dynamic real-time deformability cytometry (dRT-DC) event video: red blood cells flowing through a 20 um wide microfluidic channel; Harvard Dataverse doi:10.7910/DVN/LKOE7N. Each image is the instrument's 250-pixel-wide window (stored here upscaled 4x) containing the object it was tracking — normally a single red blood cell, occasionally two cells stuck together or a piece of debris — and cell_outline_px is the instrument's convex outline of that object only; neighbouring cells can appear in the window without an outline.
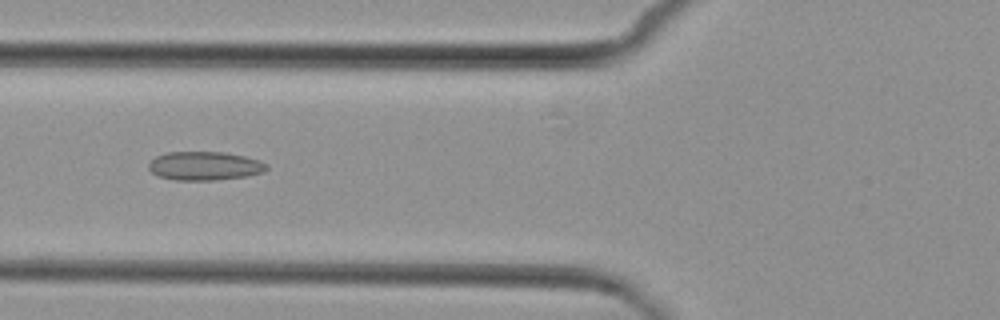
{"species": "common noctule bat (a hibernating species)", "species_latin": "Nyctalus noctula", "temperature_condition": "cold", "stored_images_in_passage": 8, "camera_frame_rate_fps": 3000, "um_per_image_px": 0.085, "animal": {"sex": "female", "body_mass_g": 29.2, "forearm_length_mm": 56.3}, "frame": {"image": 1, "passage_image": 5, "time_ms": 4.667, "image_size_px": [1000, 320], "cell_outline_px": [[268, 168], [264, 172], [248, 176], [216, 180], [176, 180], [160, 176], [152, 172], [148, 168], [148, 164], [156, 156], [168, 152], [224, 152], [244, 156], [260, 160], [268, 164]], "centroid_in_image_um": [17.43, 14.1], "position_along_channel_um": 108.4, "area_um2": 19.77}}
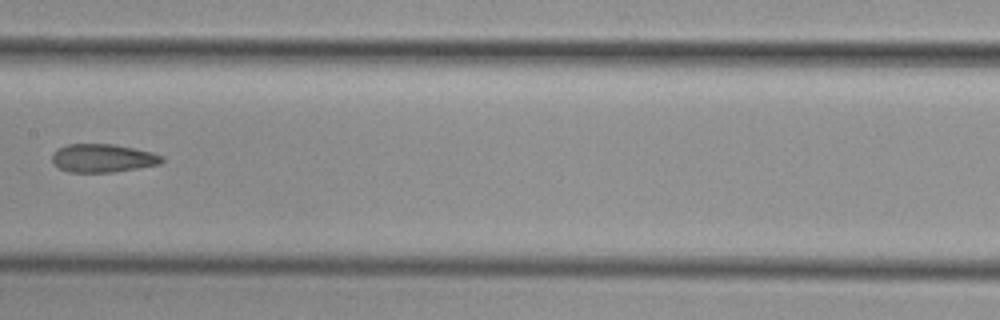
{"frame": {"image": 2, "passage_image": 7, "time_ms": 7.0, "image_size_px": [1000, 320], "cell_outline_px": [[164, 160], [160, 164], [116, 172], [68, 172], [52, 164], [52, 152], [56, 148], [68, 144], [112, 144], [152, 152], [164, 156]], "centroid_in_image_um": [8.71, 13.44], "position_along_channel_um": 198.7, "area_um2": 18.26}}
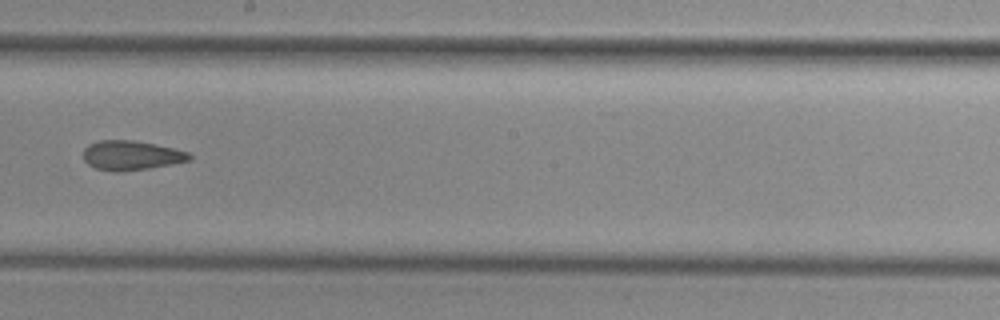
{"frame": {"image": 3, "passage_image": 8, "time_ms": 8.0, "image_size_px": [1000, 320], "cell_outline_px": [[192, 160], [148, 168], [120, 172], [116, 172], [96, 168], [88, 164], [84, 160], [84, 148], [88, 144], [100, 140], [132, 140], [156, 144], [188, 152], [192, 156]], "centroid_in_image_um": [11.14, 13.2], "position_along_channel_um": 237.1, "area_um2": 18.15}}